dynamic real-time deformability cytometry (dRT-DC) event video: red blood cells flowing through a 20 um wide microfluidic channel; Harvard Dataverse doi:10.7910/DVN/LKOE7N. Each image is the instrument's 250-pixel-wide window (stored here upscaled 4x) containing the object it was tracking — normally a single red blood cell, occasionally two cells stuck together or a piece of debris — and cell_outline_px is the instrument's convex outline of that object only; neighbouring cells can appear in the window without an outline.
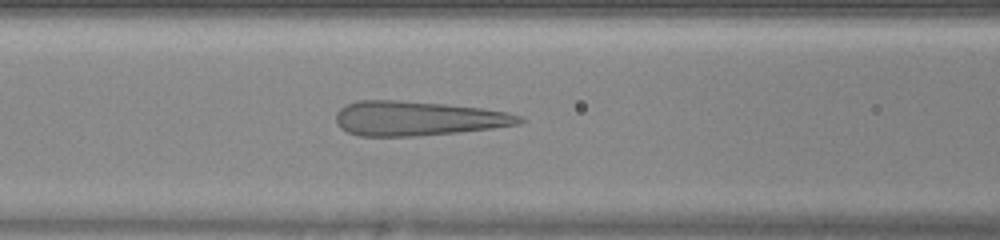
{"species": "human", "species_latin": "Homo sapiens", "temperature_condition": "warm", "stored_images_in_passage": 48, "camera_frame_rate_fps": 3000, "um_per_image_px": 0.085, "donor": {"sex": "female"}, "frame": {"image": 1, "passage_image": 21, "time_ms": 6.667, "image_size_px": [1000, 240], "cell_outline_px": [[524, 120], [520, 124], [492, 128], [456, 132], [416, 136], [360, 136], [348, 132], [340, 128], [336, 124], [336, 112], [340, 108], [348, 104], [360, 100], [400, 100], [448, 104], [480, 108], [508, 112], [524, 116]], "centroid_in_image_um": [35.51, 10.06], "position_along_channel_um": 131.1, "area_um2": 36.99}}
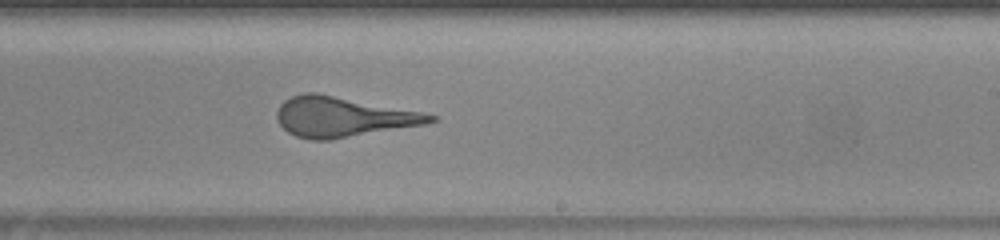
{"frame": {"image": 2, "passage_image": 30, "time_ms": 9.667, "image_size_px": [1000, 240], "cell_outline_px": [[440, 120], [424, 124], [328, 140], [312, 140], [296, 136], [288, 132], [280, 124], [276, 116], [276, 112], [280, 104], [284, 100], [292, 96], [304, 92], [316, 92], [420, 112], [440, 116]], "centroid_in_image_um": [29.11, 9.93], "position_along_channel_um": 259.9, "area_um2": 35.43}}
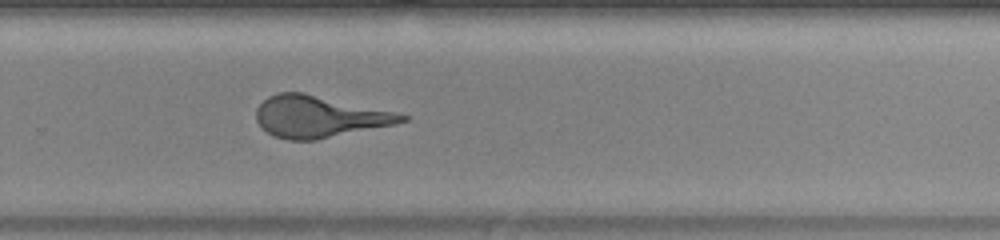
{"frame": {"image": 3, "passage_image": 33, "time_ms": 10.667, "image_size_px": [1000, 240], "cell_outline_px": [[408, 120], [396, 124], [316, 140], [288, 140], [272, 136], [256, 120], [256, 108], [268, 96], [280, 92], [304, 92], [396, 112], [408, 116]], "centroid_in_image_um": [27.12, 9.91], "position_along_channel_um": 302.7, "area_um2": 35.32}}